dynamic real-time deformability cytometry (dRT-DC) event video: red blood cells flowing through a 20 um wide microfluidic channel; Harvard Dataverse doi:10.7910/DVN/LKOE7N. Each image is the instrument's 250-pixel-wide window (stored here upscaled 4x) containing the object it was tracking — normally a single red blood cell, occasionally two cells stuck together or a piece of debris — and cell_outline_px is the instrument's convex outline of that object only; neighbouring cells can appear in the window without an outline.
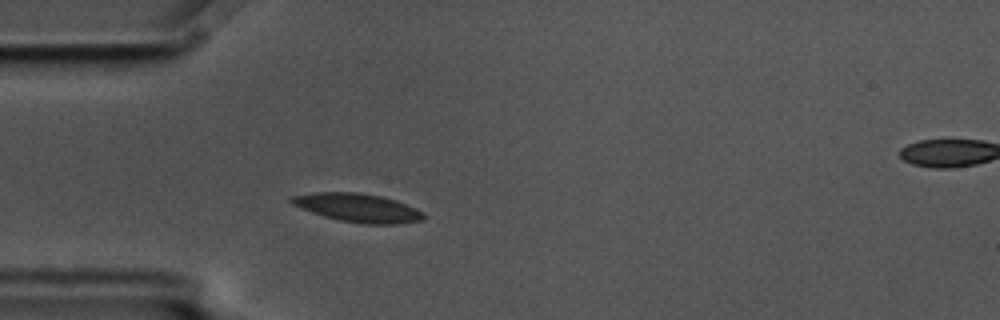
{"species": "common noctule bat (a hibernating species)", "species_latin": "Nyctalus noctula", "temperature_condition": "cold", "stored_images_in_passage": 5, "segment_of_instrument_passage": [1, 2], "camera_frame_rate_fps": 3000, "um_per_image_px": 0.085, "animal": {"sex": "male", "body_mass_g": 17.5, "forearm_length_mm": 52.3}, "frame": {"image": 1, "passage_image": 4, "time_ms": 1.0, "image_size_px": [1000, 320], "cell_outline_px": [[424, 220], [396, 224], [364, 224], [340, 220], [324, 216], [312, 212], [292, 204], [288, 200], [292, 196], [316, 192], [356, 192], [380, 196], [396, 200], [416, 208], [424, 212]], "centroid_in_image_um": [30.44, 17.66], "position_along_channel_um": 54.6, "area_um2": 21.85}}